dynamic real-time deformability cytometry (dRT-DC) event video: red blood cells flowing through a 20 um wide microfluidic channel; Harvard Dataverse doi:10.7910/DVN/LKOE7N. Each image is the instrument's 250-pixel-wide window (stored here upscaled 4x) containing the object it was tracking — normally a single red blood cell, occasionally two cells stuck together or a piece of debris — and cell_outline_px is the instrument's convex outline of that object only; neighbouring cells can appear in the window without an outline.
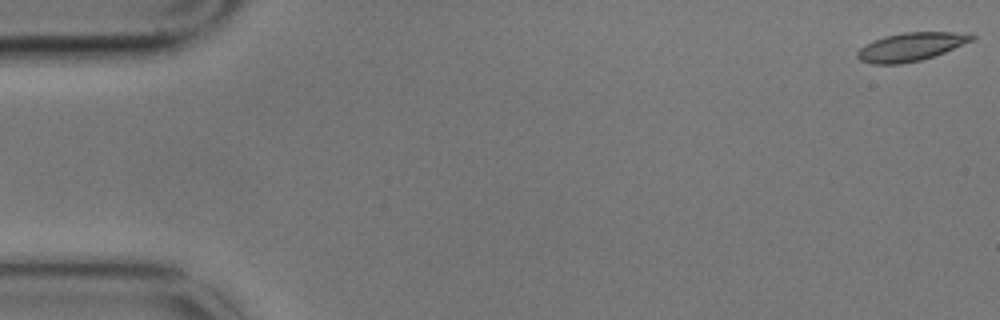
{"species": "common noctule bat (a hibernating species)", "species_latin": "Nyctalus noctula", "temperature_condition": "cold", "stored_images_in_passage": 5, "camera_frame_rate_fps": 3000, "um_per_image_px": 0.085, "animal": {"sex": "male", "body_mass_g": 17.9}, "frame": {"image": 1, "passage_image": 1, "time_ms": 0.0, "image_size_px": [1000, 320], "cell_outline_px": [[976, 36], [972, 40], [944, 52], [920, 60], [900, 64], [872, 64], [860, 60], [856, 56], [856, 52], [860, 48], [872, 40], [884, 36], [904, 32], [968, 32]], "centroid_in_image_um": [77.39, 3.97], "position_along_channel_um": 7.6, "area_um2": 18.84}}